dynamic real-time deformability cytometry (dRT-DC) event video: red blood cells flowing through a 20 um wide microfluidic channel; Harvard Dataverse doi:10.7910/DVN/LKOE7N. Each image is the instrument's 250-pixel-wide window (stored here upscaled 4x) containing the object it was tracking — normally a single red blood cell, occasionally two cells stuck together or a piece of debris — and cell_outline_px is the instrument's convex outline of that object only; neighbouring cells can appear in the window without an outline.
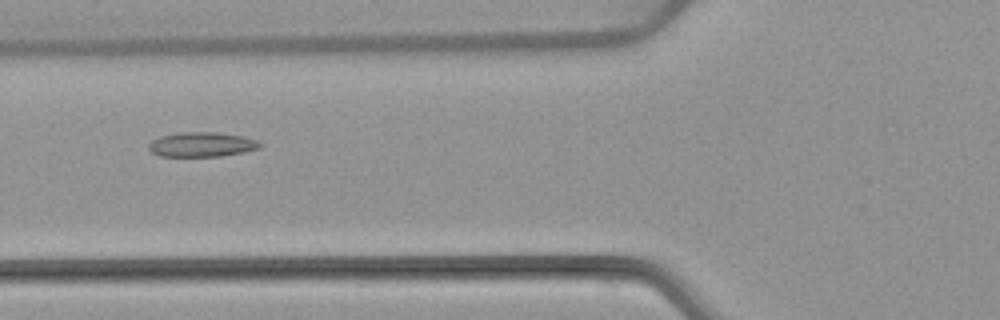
{"species": "common noctule bat (a hibernating species)", "species_latin": "Nyctalus noctula", "temperature_condition": "warm", "stored_images_in_passage": 5, "camera_frame_rate_fps": 3000, "um_per_image_px": 0.085, "animal": {"sex": "female", "body_mass_g": 22.7, "forearm_length_mm": 54.2}, "frame": {"image": 1, "passage_image": 4, "time_ms": 3.667, "image_size_px": [1000, 320], "cell_outline_px": [[264, 144], [260, 148], [244, 152], [220, 156], [160, 156], [152, 152], [148, 148], [148, 144], [152, 140], [160, 136], [180, 132], [216, 132], [244, 136], [256, 140]], "centroid_in_image_um": [17.17, 12.27], "position_along_channel_um": 108.6, "area_um2": 16.07}}
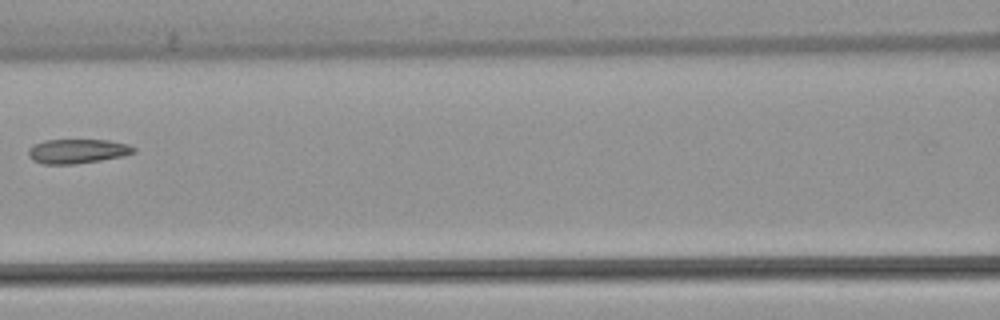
{"frame": {"image": 2, "passage_image": 5, "time_ms": 5.0, "image_size_px": [1000, 320], "cell_outline_px": [[136, 152], [124, 156], [100, 160], [72, 164], [44, 164], [32, 160], [28, 156], [28, 148], [44, 140], [108, 140], [128, 144], [136, 148]], "centroid_in_image_um": [6.59, 12.85], "position_along_channel_um": 160.0, "area_um2": 14.97}}